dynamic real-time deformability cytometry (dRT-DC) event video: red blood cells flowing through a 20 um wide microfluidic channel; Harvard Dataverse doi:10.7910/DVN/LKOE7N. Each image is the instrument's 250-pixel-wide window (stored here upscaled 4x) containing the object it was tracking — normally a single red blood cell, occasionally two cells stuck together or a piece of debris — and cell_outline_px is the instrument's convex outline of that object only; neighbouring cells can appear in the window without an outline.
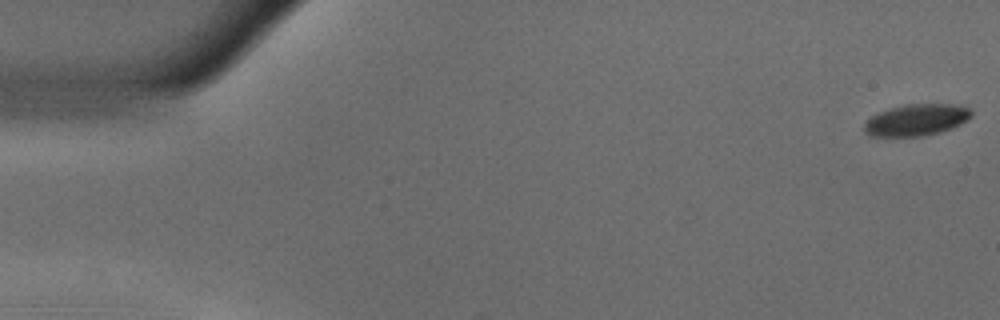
{"species": "common noctule bat (a hibernating species)", "species_latin": "Nyctalus noctula", "temperature_condition": "warm", "stored_images_in_passage": 55, "camera_frame_rate_fps": 3000, "um_per_image_px": 0.085, "animal": {"sex": "male", "body_mass_g": 18.8}, "frame": {"image": 1, "passage_image": 1, "time_ms": 0.0, "image_size_px": [1000, 320], "cell_outline_px": [[972, 116], [968, 120], [952, 128], [940, 132], [924, 136], [868, 136], [864, 132], [864, 124], [872, 116], [888, 108], [904, 104], [956, 104], [968, 108], [972, 112]], "centroid_in_image_um": [77.9, 10.19], "position_along_channel_um": 7.1, "area_um2": 19.83}}
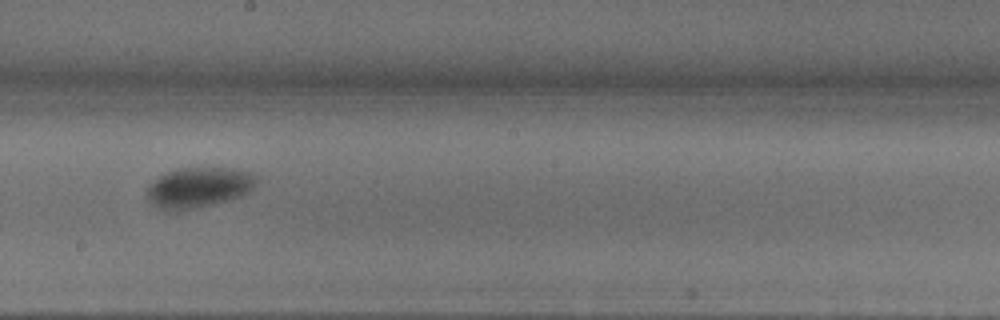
{"frame": {"image": 2, "passage_image": 31, "time_ms": 10.0, "image_size_px": [1000, 320], "cell_outline_px": [[256, 184], [252, 188], [240, 196], [176, 212], [168, 212], [156, 208], [148, 200], [148, 188], [160, 176], [176, 168], [228, 168], [252, 172], [256, 176]], "centroid_in_image_um": [16.85, 15.94], "position_along_channel_um": 231.3, "area_um2": 25.32}}
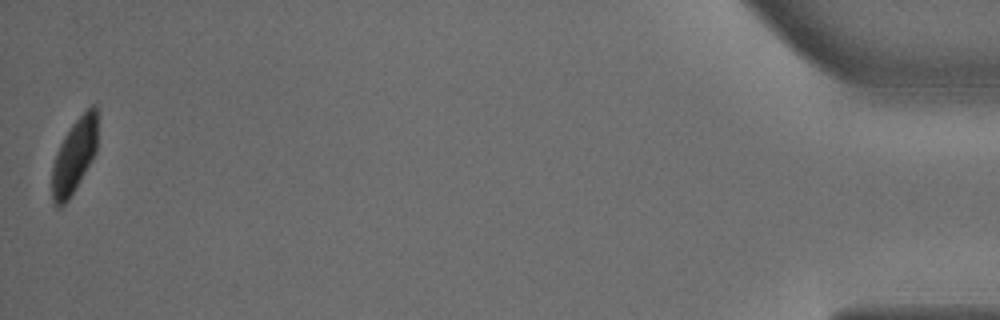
{"frame": {"image": 3, "passage_image": 55, "time_ms": 18.0, "image_size_px": [1000, 320], "cell_outline_px": [[96, 152], [92, 160], [76, 188], [68, 200], [60, 208], [56, 208], [52, 200], [52, 164], [56, 152], [64, 136], [72, 124], [92, 104], [96, 104]], "centroid_in_image_um": [6.28, 13.3], "position_along_channel_um": 428.9, "area_um2": 19.65}, "authors_computed_cell_mechanics": {"area_um2": 23.2934, "velocity_mm_per_s": 3.6454, "shape_relaxation_time_tau1_ms": 3.3084, "shape_relaxation_time_tau2_ms": 10.9654, "deformation_change_tau1": 0.1345, "deformation_change_tau2": 0.0824}}